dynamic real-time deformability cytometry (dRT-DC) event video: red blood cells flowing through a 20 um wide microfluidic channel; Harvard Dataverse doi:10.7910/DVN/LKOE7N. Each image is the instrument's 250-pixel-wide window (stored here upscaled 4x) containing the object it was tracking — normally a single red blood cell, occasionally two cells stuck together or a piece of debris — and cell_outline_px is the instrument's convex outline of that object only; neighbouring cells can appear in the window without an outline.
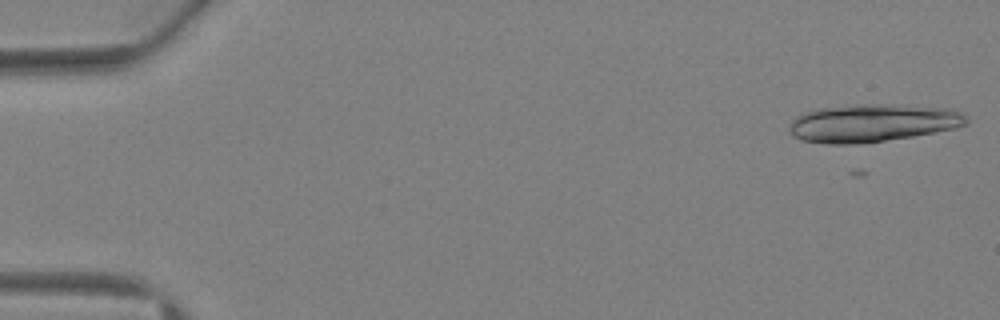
{"species": "Egyptian fruit bat (a non-hibernating species)", "species_latin": "Rousettus aegyptiacus", "temperature_condition": "warm", "stored_images_in_passage": 4, "camera_frame_rate_fps": 3000, "um_per_image_px": 0.085, "animal": {"sex": "female"}, "frame": {"image": 1, "passage_image": 1, "time_ms": 0.0, "image_size_px": [1000, 320], "cell_outline_px": [[968, 124], [956, 128], [912, 136], [860, 144], [828, 144], [804, 140], [796, 136], [788, 128], [792, 120], [796, 116], [804, 112], [816, 108], [856, 104], [900, 104], [952, 108], [968, 116]], "centroid_in_image_um": [74.21, 10.43], "position_along_channel_um": 10.8, "area_um2": 39.42}}